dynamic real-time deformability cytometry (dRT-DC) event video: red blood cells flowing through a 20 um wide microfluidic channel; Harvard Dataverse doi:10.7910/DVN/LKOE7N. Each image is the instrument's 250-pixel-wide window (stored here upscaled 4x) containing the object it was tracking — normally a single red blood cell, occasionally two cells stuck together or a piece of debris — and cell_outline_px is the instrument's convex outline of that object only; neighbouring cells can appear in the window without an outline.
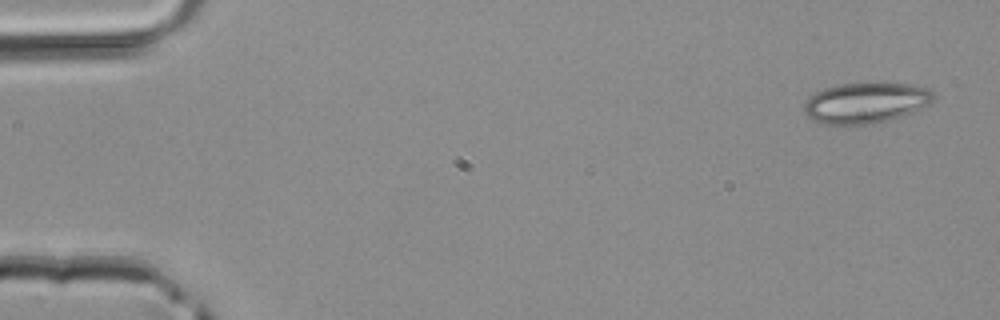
{"species": "common noctule bat (a hibernating species)", "species_latin": "Nyctalus noctula", "temperature_condition": "room temperature", "stored_images_in_passage": 4, "camera_frame_rate_fps": 3000, "um_per_image_px": 0.085, "animal": {"sex": "male", "body_mass_g": 20.4}, "frame": {"image": 1, "passage_image": 1, "time_ms": 0.0, "image_size_px": [1000, 320], "cell_outline_px": [[936, 96], [928, 104], [912, 112], [888, 120], [872, 124], [824, 124], [812, 120], [804, 112], [804, 104], [808, 96], [824, 88], [840, 84], [912, 84], [928, 88]], "centroid_in_image_um": [73.56, 8.75], "position_along_channel_um": 11.4, "area_um2": 30.35}}